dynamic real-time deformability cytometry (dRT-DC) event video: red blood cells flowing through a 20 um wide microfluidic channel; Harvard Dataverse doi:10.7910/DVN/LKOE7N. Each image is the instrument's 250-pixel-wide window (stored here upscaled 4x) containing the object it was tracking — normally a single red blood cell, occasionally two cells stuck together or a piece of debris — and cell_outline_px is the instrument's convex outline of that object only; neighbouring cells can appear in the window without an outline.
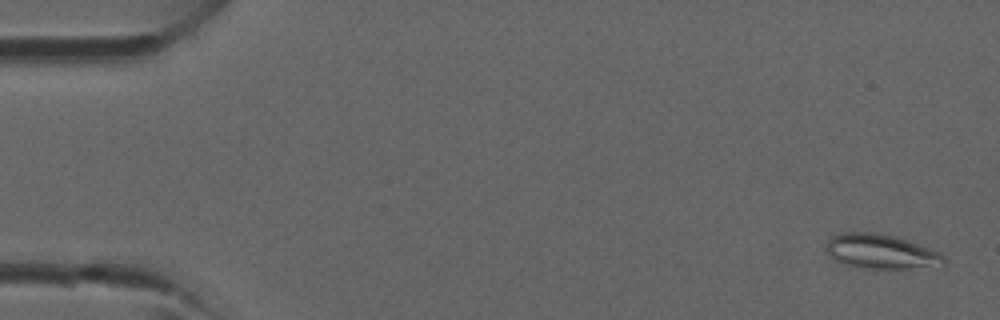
{"species": "common noctule bat (a hibernating species)", "species_latin": "Nyctalus noctula", "temperature_condition": "room temperature", "stored_images_in_passage": 6, "camera_frame_rate_fps": 3000, "um_per_image_px": 0.085, "animal": {"sex": "male", "forearm_length_mm": 52.5}, "frame": {"image": 1, "passage_image": 1, "time_ms": 0.0, "image_size_px": [1000, 320], "cell_outline_px": [[948, 260], [944, 264], [908, 268], [872, 268], [848, 264], [836, 260], [828, 256], [824, 252], [828, 240], [832, 236], [840, 232], [872, 232], [892, 236], [908, 240], [940, 252]], "centroid_in_image_um": [74.85, 21.36], "position_along_channel_um": 10.1, "area_um2": 23.41}}